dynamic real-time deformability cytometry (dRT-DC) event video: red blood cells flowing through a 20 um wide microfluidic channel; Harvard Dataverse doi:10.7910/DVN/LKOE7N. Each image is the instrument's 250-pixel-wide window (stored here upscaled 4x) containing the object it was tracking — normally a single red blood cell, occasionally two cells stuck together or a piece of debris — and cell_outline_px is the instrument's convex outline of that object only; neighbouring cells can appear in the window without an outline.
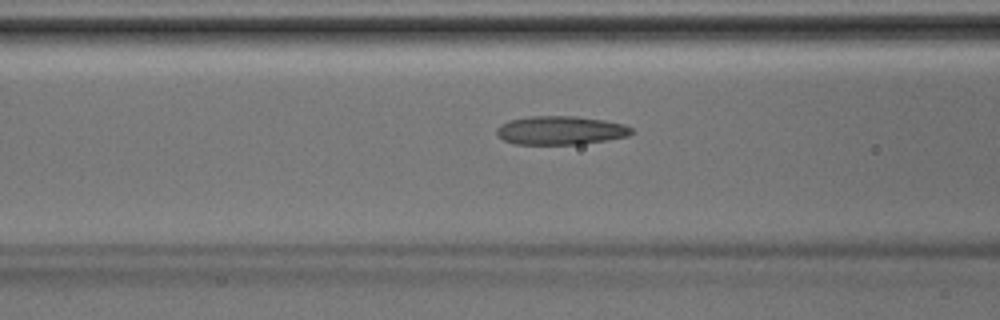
{"species": "Egyptian fruit bat (a non-hibernating species)", "species_latin": "Rousettus aegyptiacus", "temperature_condition": "room temperature", "stored_images_in_passage": 36, "camera_frame_rate_fps": 3000, "um_per_image_px": 0.085, "animal": {"sex": "male"}, "frame": {"image": 1, "passage_image": 11, "time_ms": 3.333, "image_size_px": [1000, 320], "cell_outline_px": [[632, 132], [628, 136], [580, 144], [516, 144], [504, 140], [496, 132], [496, 128], [500, 124], [508, 120], [528, 116], [576, 116], [604, 120], [624, 124], [632, 128]], "centroid_in_image_um": [47.62, 11.07], "position_along_channel_um": 119.0, "area_um2": 22.43}}
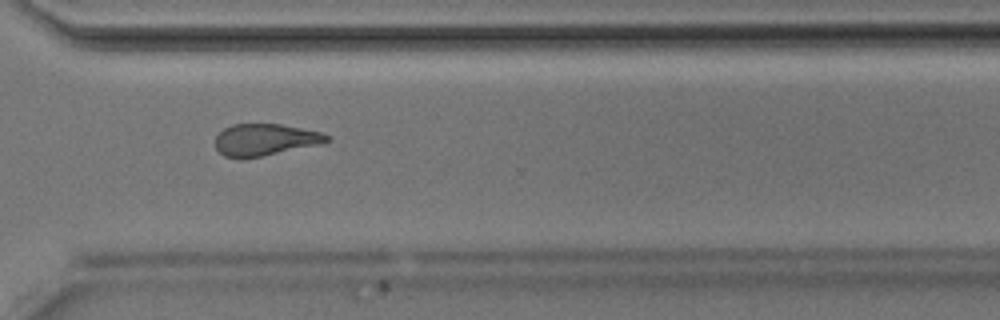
{"frame": {"image": 2, "passage_image": 25, "time_ms": 8.0, "image_size_px": [1000, 320], "cell_outline_px": [[332, 140], [320, 144], [240, 160], [224, 156], [216, 148], [216, 136], [224, 128], [232, 124], [280, 124], [320, 132], [332, 136]], "centroid_in_image_um": [22.52, 11.88], "position_along_channel_um": 348.1, "area_um2": 20.69}}
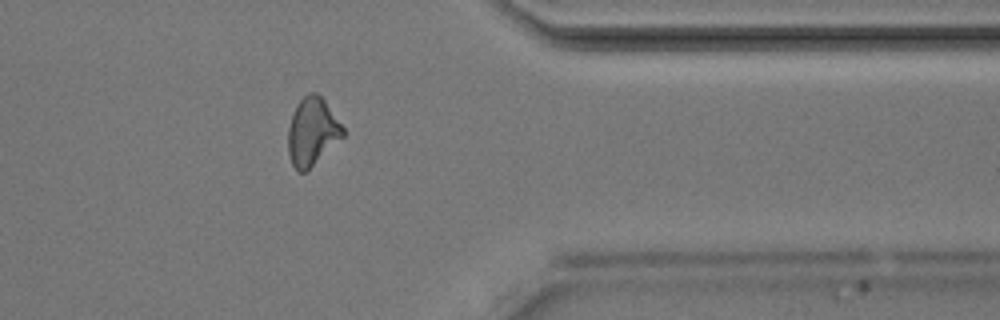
{"frame": {"image": 3, "passage_image": 28, "time_ms": 9.0, "image_size_px": [1000, 320], "cell_outline_px": [[344, 136], [304, 172], [300, 172], [292, 164], [288, 152], [288, 128], [292, 112], [296, 104], [308, 92], [316, 92], [324, 100], [344, 128]], "centroid_in_image_um": [26.52, 11.15], "position_along_channel_um": 384.9, "area_um2": 21.33}}